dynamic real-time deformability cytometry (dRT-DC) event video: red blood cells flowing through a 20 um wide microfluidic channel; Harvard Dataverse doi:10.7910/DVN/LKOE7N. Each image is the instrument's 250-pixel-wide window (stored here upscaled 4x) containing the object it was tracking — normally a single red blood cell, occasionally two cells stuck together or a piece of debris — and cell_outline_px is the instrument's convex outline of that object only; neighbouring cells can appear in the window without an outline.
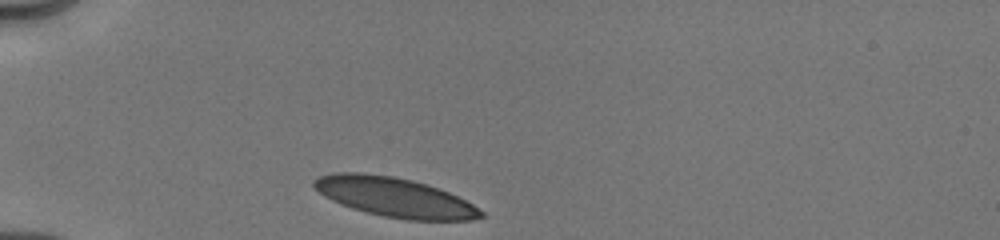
{"species": "human", "species_latin": "Homo sapiens", "temperature_condition": "cold", "stored_images_in_passage": 36, "camera_frame_rate_fps": 3000, "um_per_image_px": 0.085, "donor": {"sex": "male"}, "frame": {"image": 1, "passage_image": 1, "time_ms": 0.0, "image_size_px": [1000, 240], "cell_outline_px": [[484, 216], [472, 220], [408, 220], [384, 216], [352, 208], [332, 200], [324, 196], [312, 188], [312, 180], [320, 176], [332, 172], [360, 172], [392, 176], [412, 180], [428, 184], [448, 192], [472, 204], [484, 212]], "centroid_in_image_um": [33.51, 16.75], "position_along_channel_um": 51.5, "area_um2": 38.32}}
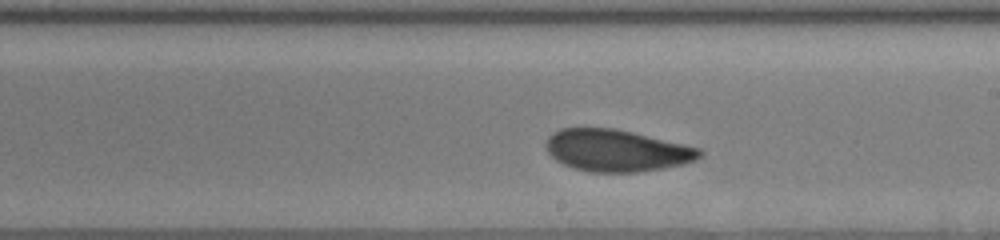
{"frame": {"image": 2, "passage_image": 20, "time_ms": 5.333, "image_size_px": [1000, 240], "cell_outline_px": [[704, 152], [696, 160], [684, 164], [664, 168], [636, 172], [588, 172], [564, 164], [556, 160], [548, 152], [544, 144], [548, 136], [560, 128], [612, 128], [632, 132], [700, 148]], "centroid_in_image_um": [52.4, 12.79], "position_along_channel_um": 236.6, "area_um2": 37.4}}
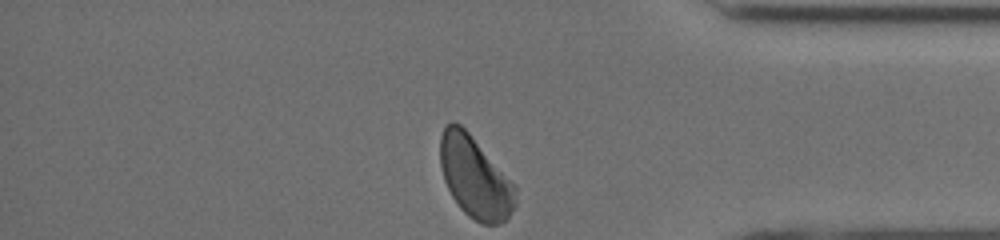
{"frame": {"image": 3, "passage_image": 36, "time_ms": 9.667, "image_size_px": [1000, 240], "cell_outline_px": [[516, 204], [508, 216], [500, 224], [484, 224], [468, 216], [460, 208], [452, 196], [444, 180], [440, 164], [440, 136], [444, 128], [452, 120], [460, 124], [468, 132], [516, 184]], "centroid_in_image_um": [40.38, 15.07], "position_along_channel_um": 394.8, "area_um2": 35.72}, "authors_computed_cell_mechanics": {"area_um2": 37.859, "velocity_mm_per_s": 3.9743, "shape_relaxation_time_tau1_ms": 4.0283, "shape_relaxation_time_tau2_ms": 1.4648, "deformation_change_tau1": 0.1112, "deformation_change_tau2": 0.0643}}